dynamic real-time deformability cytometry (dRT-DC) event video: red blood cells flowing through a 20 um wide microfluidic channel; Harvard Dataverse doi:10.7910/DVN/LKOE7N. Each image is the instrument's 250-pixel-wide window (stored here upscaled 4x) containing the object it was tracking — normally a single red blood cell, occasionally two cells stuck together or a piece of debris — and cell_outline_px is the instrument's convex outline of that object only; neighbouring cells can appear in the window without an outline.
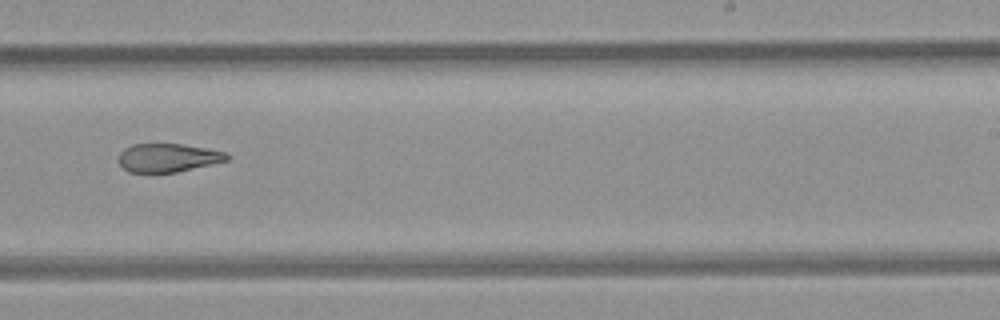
{"species": "common noctule bat (a hibernating species)", "species_latin": "Nyctalus noctula", "temperature_condition": "room temperature", "stored_images_in_passage": 32, "camera_frame_rate_fps": 3000, "um_per_image_px": 0.085, "animal": {"sex": "female", "body_mass_g": 21.9}, "frame": {"image": 1, "passage_image": 19, "time_ms": 6.0, "image_size_px": [1000, 320], "cell_outline_px": [[228, 160], [212, 164], [176, 172], [152, 176], [128, 172], [120, 164], [120, 152], [124, 148], [132, 144], [180, 144], [204, 148], [224, 152], [228, 156]], "centroid_in_image_um": [14.2, 13.46], "position_along_channel_um": 274.8, "area_um2": 18.32}}